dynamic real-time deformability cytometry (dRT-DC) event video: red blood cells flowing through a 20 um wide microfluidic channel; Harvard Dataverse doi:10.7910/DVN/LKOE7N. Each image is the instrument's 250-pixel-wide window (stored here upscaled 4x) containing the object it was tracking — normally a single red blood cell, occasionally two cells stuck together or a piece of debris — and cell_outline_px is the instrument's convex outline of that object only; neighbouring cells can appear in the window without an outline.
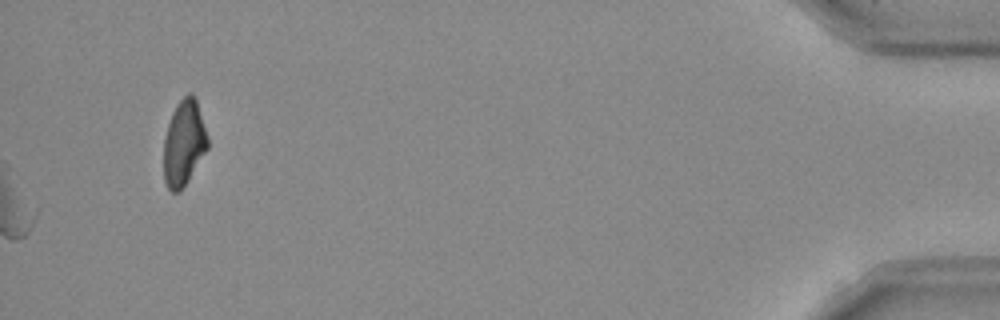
{"species": "Egyptian fruit bat (a non-hibernating species)", "species_latin": "Rousettus aegyptiacus", "temperature_condition": "room temperature", "stored_images_in_passage": 39, "camera_frame_rate_fps": 3000, "um_per_image_px": 0.085, "frame": {"image": 1, "passage_image": 39, "time_ms": 12.667, "image_size_px": [1000, 320], "cell_outline_px": [[208, 148], [184, 184], [176, 192], [172, 192], [168, 188], [164, 180], [164, 136], [172, 112], [176, 104], [188, 92], [192, 92], [196, 96], [208, 140]], "centroid_in_image_um": [15.62, 12.08], "position_along_channel_um": 419.6, "area_um2": 21.62}, "authors_computed_cell_mechanics": {"area_um2": 21.4438, "velocity_mm_per_s": 3.9159, "shape_relaxation_time_tau1_ms": null, "shape_relaxation_time_tau2_ms": 2.6327, "deformation_change_tau1": null, "deformation_change_tau2": 0.0773}}